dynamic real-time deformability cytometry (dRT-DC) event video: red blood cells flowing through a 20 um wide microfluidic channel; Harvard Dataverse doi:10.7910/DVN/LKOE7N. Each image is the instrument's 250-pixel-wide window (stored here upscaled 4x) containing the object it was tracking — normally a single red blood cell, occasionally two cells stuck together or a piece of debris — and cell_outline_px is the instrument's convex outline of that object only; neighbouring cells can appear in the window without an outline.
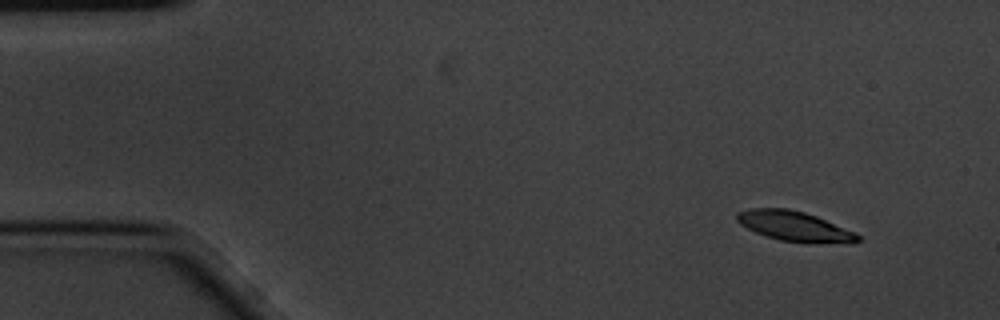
{"species": "common noctule bat (a hibernating species)", "species_latin": "Nyctalus noctula", "temperature_condition": "cold", "stored_images_in_passage": 6, "camera_frame_rate_fps": 3000, "um_per_image_px": 0.085, "animal": {"sex": "male", "body_mass_g": 20.1, "forearm_length_mm": 53.5}, "frame": {"image": 1, "passage_image": 2, "time_ms": 0.333, "image_size_px": [1000, 320], "cell_outline_px": [[860, 240], [812, 244], [780, 240], [764, 236], [740, 224], [736, 220], [736, 212], [748, 208], [788, 208], [804, 212], [816, 216], [852, 232], [860, 236]], "centroid_in_image_um": [67.41, 19.21], "position_along_channel_um": 17.6, "area_um2": 20.75}}
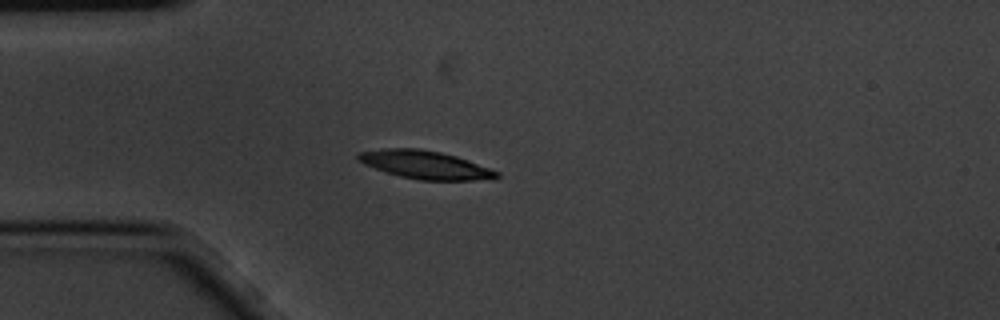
{"frame": {"image": 2, "passage_image": 5, "time_ms": 1.333, "image_size_px": [1000, 320], "cell_outline_px": [[500, 176], [492, 180], [420, 180], [400, 176], [364, 164], [356, 156], [360, 152], [384, 148], [420, 148], [440, 152], [456, 156], [468, 160], [500, 172]], "centroid_in_image_um": [36.2, 14.01], "position_along_channel_um": 48.8, "area_um2": 22.6}}